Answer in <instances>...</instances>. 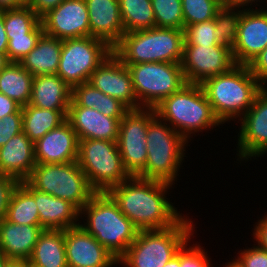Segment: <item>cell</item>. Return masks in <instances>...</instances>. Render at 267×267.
<instances>
[{
	"label": "cell",
	"instance_id": "8fae6325",
	"mask_svg": "<svg viewBox=\"0 0 267 267\" xmlns=\"http://www.w3.org/2000/svg\"><path fill=\"white\" fill-rule=\"evenodd\" d=\"M112 53L113 48L96 37L64 39L57 75L71 88L88 82L92 72Z\"/></svg>",
	"mask_w": 267,
	"mask_h": 267
},
{
	"label": "cell",
	"instance_id": "9a60e30c",
	"mask_svg": "<svg viewBox=\"0 0 267 267\" xmlns=\"http://www.w3.org/2000/svg\"><path fill=\"white\" fill-rule=\"evenodd\" d=\"M44 34L61 40L90 36L85 0H64L41 18Z\"/></svg>",
	"mask_w": 267,
	"mask_h": 267
},
{
	"label": "cell",
	"instance_id": "e575fe53",
	"mask_svg": "<svg viewBox=\"0 0 267 267\" xmlns=\"http://www.w3.org/2000/svg\"><path fill=\"white\" fill-rule=\"evenodd\" d=\"M184 29L190 25L212 20L221 8L211 0H181Z\"/></svg>",
	"mask_w": 267,
	"mask_h": 267
},
{
	"label": "cell",
	"instance_id": "ee69618b",
	"mask_svg": "<svg viewBox=\"0 0 267 267\" xmlns=\"http://www.w3.org/2000/svg\"><path fill=\"white\" fill-rule=\"evenodd\" d=\"M251 73L263 87H267V47L248 65Z\"/></svg>",
	"mask_w": 267,
	"mask_h": 267
},
{
	"label": "cell",
	"instance_id": "83f0119b",
	"mask_svg": "<svg viewBox=\"0 0 267 267\" xmlns=\"http://www.w3.org/2000/svg\"><path fill=\"white\" fill-rule=\"evenodd\" d=\"M68 110H49L30 104L22 106L23 132L35 143L66 121Z\"/></svg>",
	"mask_w": 267,
	"mask_h": 267
},
{
	"label": "cell",
	"instance_id": "52a82bcc",
	"mask_svg": "<svg viewBox=\"0 0 267 267\" xmlns=\"http://www.w3.org/2000/svg\"><path fill=\"white\" fill-rule=\"evenodd\" d=\"M146 137L147 161L137 177L174 185L190 145L158 115L149 122Z\"/></svg>",
	"mask_w": 267,
	"mask_h": 267
},
{
	"label": "cell",
	"instance_id": "7bdbcfd3",
	"mask_svg": "<svg viewBox=\"0 0 267 267\" xmlns=\"http://www.w3.org/2000/svg\"><path fill=\"white\" fill-rule=\"evenodd\" d=\"M19 183L11 176L0 175V221L6 217L12 192Z\"/></svg>",
	"mask_w": 267,
	"mask_h": 267
},
{
	"label": "cell",
	"instance_id": "1f68e13d",
	"mask_svg": "<svg viewBox=\"0 0 267 267\" xmlns=\"http://www.w3.org/2000/svg\"><path fill=\"white\" fill-rule=\"evenodd\" d=\"M3 23L7 37L44 34L41 19L27 5L17 9L3 10Z\"/></svg>",
	"mask_w": 267,
	"mask_h": 267
},
{
	"label": "cell",
	"instance_id": "d6a6232c",
	"mask_svg": "<svg viewBox=\"0 0 267 267\" xmlns=\"http://www.w3.org/2000/svg\"><path fill=\"white\" fill-rule=\"evenodd\" d=\"M243 9L238 7H221L214 17L217 29V40L220 44L233 49L237 38L239 20Z\"/></svg>",
	"mask_w": 267,
	"mask_h": 267
},
{
	"label": "cell",
	"instance_id": "f907efd6",
	"mask_svg": "<svg viewBox=\"0 0 267 267\" xmlns=\"http://www.w3.org/2000/svg\"><path fill=\"white\" fill-rule=\"evenodd\" d=\"M26 5V0H0V11L17 9Z\"/></svg>",
	"mask_w": 267,
	"mask_h": 267
},
{
	"label": "cell",
	"instance_id": "11a10c76",
	"mask_svg": "<svg viewBox=\"0 0 267 267\" xmlns=\"http://www.w3.org/2000/svg\"><path fill=\"white\" fill-rule=\"evenodd\" d=\"M220 7H230L232 6V0H211Z\"/></svg>",
	"mask_w": 267,
	"mask_h": 267
},
{
	"label": "cell",
	"instance_id": "74e56055",
	"mask_svg": "<svg viewBox=\"0 0 267 267\" xmlns=\"http://www.w3.org/2000/svg\"><path fill=\"white\" fill-rule=\"evenodd\" d=\"M190 241L191 239L180 249V267H212L211 258L207 256L204 247L198 243L190 246Z\"/></svg>",
	"mask_w": 267,
	"mask_h": 267
},
{
	"label": "cell",
	"instance_id": "f546056e",
	"mask_svg": "<svg viewBox=\"0 0 267 267\" xmlns=\"http://www.w3.org/2000/svg\"><path fill=\"white\" fill-rule=\"evenodd\" d=\"M119 6L125 32L156 27L151 0H119Z\"/></svg>",
	"mask_w": 267,
	"mask_h": 267
},
{
	"label": "cell",
	"instance_id": "30bf717a",
	"mask_svg": "<svg viewBox=\"0 0 267 267\" xmlns=\"http://www.w3.org/2000/svg\"><path fill=\"white\" fill-rule=\"evenodd\" d=\"M140 108H155L185 84L181 63L145 62L127 66Z\"/></svg>",
	"mask_w": 267,
	"mask_h": 267
},
{
	"label": "cell",
	"instance_id": "f6af8a7d",
	"mask_svg": "<svg viewBox=\"0 0 267 267\" xmlns=\"http://www.w3.org/2000/svg\"><path fill=\"white\" fill-rule=\"evenodd\" d=\"M63 1L64 0H26V5L41 19L45 14L56 8Z\"/></svg>",
	"mask_w": 267,
	"mask_h": 267
},
{
	"label": "cell",
	"instance_id": "60d3db41",
	"mask_svg": "<svg viewBox=\"0 0 267 267\" xmlns=\"http://www.w3.org/2000/svg\"><path fill=\"white\" fill-rule=\"evenodd\" d=\"M22 124V113H12L0 119V147L23 131Z\"/></svg>",
	"mask_w": 267,
	"mask_h": 267
},
{
	"label": "cell",
	"instance_id": "c3c4849f",
	"mask_svg": "<svg viewBox=\"0 0 267 267\" xmlns=\"http://www.w3.org/2000/svg\"><path fill=\"white\" fill-rule=\"evenodd\" d=\"M8 37L3 23V11H0V53L7 55Z\"/></svg>",
	"mask_w": 267,
	"mask_h": 267
},
{
	"label": "cell",
	"instance_id": "3957f363",
	"mask_svg": "<svg viewBox=\"0 0 267 267\" xmlns=\"http://www.w3.org/2000/svg\"><path fill=\"white\" fill-rule=\"evenodd\" d=\"M200 85L222 124L239 120L263 88L247 65L238 64L227 73L207 78Z\"/></svg>",
	"mask_w": 267,
	"mask_h": 267
},
{
	"label": "cell",
	"instance_id": "cb8c5ba5",
	"mask_svg": "<svg viewBox=\"0 0 267 267\" xmlns=\"http://www.w3.org/2000/svg\"><path fill=\"white\" fill-rule=\"evenodd\" d=\"M44 228L0 221V251L8 259H29Z\"/></svg>",
	"mask_w": 267,
	"mask_h": 267
},
{
	"label": "cell",
	"instance_id": "b9f144b4",
	"mask_svg": "<svg viewBox=\"0 0 267 267\" xmlns=\"http://www.w3.org/2000/svg\"><path fill=\"white\" fill-rule=\"evenodd\" d=\"M97 110L105 116L123 118L129 109L114 97L108 96L99 90Z\"/></svg>",
	"mask_w": 267,
	"mask_h": 267
},
{
	"label": "cell",
	"instance_id": "8d00e7d4",
	"mask_svg": "<svg viewBox=\"0 0 267 267\" xmlns=\"http://www.w3.org/2000/svg\"><path fill=\"white\" fill-rule=\"evenodd\" d=\"M43 34H25L19 37H8L7 58L10 62L19 63L36 45Z\"/></svg>",
	"mask_w": 267,
	"mask_h": 267
},
{
	"label": "cell",
	"instance_id": "f1b7e54d",
	"mask_svg": "<svg viewBox=\"0 0 267 267\" xmlns=\"http://www.w3.org/2000/svg\"><path fill=\"white\" fill-rule=\"evenodd\" d=\"M33 78L20 63L9 62L0 72V93L15 100L21 106L29 104Z\"/></svg>",
	"mask_w": 267,
	"mask_h": 267
},
{
	"label": "cell",
	"instance_id": "7dc6e473",
	"mask_svg": "<svg viewBox=\"0 0 267 267\" xmlns=\"http://www.w3.org/2000/svg\"><path fill=\"white\" fill-rule=\"evenodd\" d=\"M12 113H22V106L15 100L0 93V119Z\"/></svg>",
	"mask_w": 267,
	"mask_h": 267
},
{
	"label": "cell",
	"instance_id": "4fadbf2b",
	"mask_svg": "<svg viewBox=\"0 0 267 267\" xmlns=\"http://www.w3.org/2000/svg\"><path fill=\"white\" fill-rule=\"evenodd\" d=\"M235 65L232 49L223 44L183 45L181 66L187 83L201 84L207 78L227 73Z\"/></svg>",
	"mask_w": 267,
	"mask_h": 267
},
{
	"label": "cell",
	"instance_id": "6da1fadb",
	"mask_svg": "<svg viewBox=\"0 0 267 267\" xmlns=\"http://www.w3.org/2000/svg\"><path fill=\"white\" fill-rule=\"evenodd\" d=\"M173 186L130 176L126 181L111 187L107 193L139 231L166 229L184 217L166 196Z\"/></svg>",
	"mask_w": 267,
	"mask_h": 267
},
{
	"label": "cell",
	"instance_id": "d590c367",
	"mask_svg": "<svg viewBox=\"0 0 267 267\" xmlns=\"http://www.w3.org/2000/svg\"><path fill=\"white\" fill-rule=\"evenodd\" d=\"M215 20H207L190 24L184 29L183 45L215 46L220 43L217 40Z\"/></svg>",
	"mask_w": 267,
	"mask_h": 267
},
{
	"label": "cell",
	"instance_id": "d4e9b609",
	"mask_svg": "<svg viewBox=\"0 0 267 267\" xmlns=\"http://www.w3.org/2000/svg\"><path fill=\"white\" fill-rule=\"evenodd\" d=\"M72 88L57 74L33 78L29 104L49 110H68Z\"/></svg>",
	"mask_w": 267,
	"mask_h": 267
},
{
	"label": "cell",
	"instance_id": "44dd1931",
	"mask_svg": "<svg viewBox=\"0 0 267 267\" xmlns=\"http://www.w3.org/2000/svg\"><path fill=\"white\" fill-rule=\"evenodd\" d=\"M20 184L34 197L40 225L49 230H66L79 226L80 210L71 202L34 189L27 181Z\"/></svg>",
	"mask_w": 267,
	"mask_h": 267
},
{
	"label": "cell",
	"instance_id": "836d02e7",
	"mask_svg": "<svg viewBox=\"0 0 267 267\" xmlns=\"http://www.w3.org/2000/svg\"><path fill=\"white\" fill-rule=\"evenodd\" d=\"M156 27L184 30L181 0H151Z\"/></svg>",
	"mask_w": 267,
	"mask_h": 267
},
{
	"label": "cell",
	"instance_id": "9c48e42d",
	"mask_svg": "<svg viewBox=\"0 0 267 267\" xmlns=\"http://www.w3.org/2000/svg\"><path fill=\"white\" fill-rule=\"evenodd\" d=\"M77 162L96 192H107L130 177L115 141L79 140Z\"/></svg>",
	"mask_w": 267,
	"mask_h": 267
},
{
	"label": "cell",
	"instance_id": "681fc988",
	"mask_svg": "<svg viewBox=\"0 0 267 267\" xmlns=\"http://www.w3.org/2000/svg\"><path fill=\"white\" fill-rule=\"evenodd\" d=\"M258 2L260 4L262 2L263 4L264 0L263 1L262 0H232V6L238 7L243 10H249V9L252 10L253 9L252 7H255V9H259L256 7L257 5L258 6L260 5Z\"/></svg>",
	"mask_w": 267,
	"mask_h": 267
},
{
	"label": "cell",
	"instance_id": "ba28073f",
	"mask_svg": "<svg viewBox=\"0 0 267 267\" xmlns=\"http://www.w3.org/2000/svg\"><path fill=\"white\" fill-rule=\"evenodd\" d=\"M34 189L71 202L81 210L96 193L77 161L38 164L26 180Z\"/></svg>",
	"mask_w": 267,
	"mask_h": 267
},
{
	"label": "cell",
	"instance_id": "ffe728a7",
	"mask_svg": "<svg viewBox=\"0 0 267 267\" xmlns=\"http://www.w3.org/2000/svg\"><path fill=\"white\" fill-rule=\"evenodd\" d=\"M122 118L103 115L94 108L69 105L66 120L76 132L78 140H118L119 124Z\"/></svg>",
	"mask_w": 267,
	"mask_h": 267
},
{
	"label": "cell",
	"instance_id": "680465c9",
	"mask_svg": "<svg viewBox=\"0 0 267 267\" xmlns=\"http://www.w3.org/2000/svg\"><path fill=\"white\" fill-rule=\"evenodd\" d=\"M264 2H266V4H267V0H264ZM261 6V7H260ZM259 6V8L261 9V10H265V11H267V7L265 8L264 6H262V4ZM267 6V5H266Z\"/></svg>",
	"mask_w": 267,
	"mask_h": 267
},
{
	"label": "cell",
	"instance_id": "7c38bea8",
	"mask_svg": "<svg viewBox=\"0 0 267 267\" xmlns=\"http://www.w3.org/2000/svg\"><path fill=\"white\" fill-rule=\"evenodd\" d=\"M156 115L154 108H140L129 110L120 120L117 144L130 176H137L145 168L148 124Z\"/></svg>",
	"mask_w": 267,
	"mask_h": 267
},
{
	"label": "cell",
	"instance_id": "ac0fdd59",
	"mask_svg": "<svg viewBox=\"0 0 267 267\" xmlns=\"http://www.w3.org/2000/svg\"><path fill=\"white\" fill-rule=\"evenodd\" d=\"M68 267H112L118 260L80 225L65 230Z\"/></svg>",
	"mask_w": 267,
	"mask_h": 267
},
{
	"label": "cell",
	"instance_id": "2e32d148",
	"mask_svg": "<svg viewBox=\"0 0 267 267\" xmlns=\"http://www.w3.org/2000/svg\"><path fill=\"white\" fill-rule=\"evenodd\" d=\"M88 83L114 97L129 110L139 109L128 67L112 53L91 74Z\"/></svg>",
	"mask_w": 267,
	"mask_h": 267
},
{
	"label": "cell",
	"instance_id": "7a4b0ae2",
	"mask_svg": "<svg viewBox=\"0 0 267 267\" xmlns=\"http://www.w3.org/2000/svg\"><path fill=\"white\" fill-rule=\"evenodd\" d=\"M79 217L85 220L79 225L117 260L125 254L139 232L107 192H96L80 210Z\"/></svg>",
	"mask_w": 267,
	"mask_h": 267
},
{
	"label": "cell",
	"instance_id": "5b68a950",
	"mask_svg": "<svg viewBox=\"0 0 267 267\" xmlns=\"http://www.w3.org/2000/svg\"><path fill=\"white\" fill-rule=\"evenodd\" d=\"M184 30L153 27L125 32L113 47V53L126 66L145 62L181 63Z\"/></svg>",
	"mask_w": 267,
	"mask_h": 267
},
{
	"label": "cell",
	"instance_id": "bcb514c9",
	"mask_svg": "<svg viewBox=\"0 0 267 267\" xmlns=\"http://www.w3.org/2000/svg\"><path fill=\"white\" fill-rule=\"evenodd\" d=\"M253 230V239L257 245L263 250L267 251V214L255 223Z\"/></svg>",
	"mask_w": 267,
	"mask_h": 267
},
{
	"label": "cell",
	"instance_id": "f35d334b",
	"mask_svg": "<svg viewBox=\"0 0 267 267\" xmlns=\"http://www.w3.org/2000/svg\"><path fill=\"white\" fill-rule=\"evenodd\" d=\"M99 101V89L85 82L72 87L70 105H79L86 108L97 110Z\"/></svg>",
	"mask_w": 267,
	"mask_h": 267
},
{
	"label": "cell",
	"instance_id": "8992f818",
	"mask_svg": "<svg viewBox=\"0 0 267 267\" xmlns=\"http://www.w3.org/2000/svg\"><path fill=\"white\" fill-rule=\"evenodd\" d=\"M187 217L166 229L139 231L118 264L124 267H163L194 237V222Z\"/></svg>",
	"mask_w": 267,
	"mask_h": 267
},
{
	"label": "cell",
	"instance_id": "7402d4cb",
	"mask_svg": "<svg viewBox=\"0 0 267 267\" xmlns=\"http://www.w3.org/2000/svg\"><path fill=\"white\" fill-rule=\"evenodd\" d=\"M89 14L90 36L107 42L112 48L125 33L119 0H85Z\"/></svg>",
	"mask_w": 267,
	"mask_h": 267
},
{
	"label": "cell",
	"instance_id": "5bb4252c",
	"mask_svg": "<svg viewBox=\"0 0 267 267\" xmlns=\"http://www.w3.org/2000/svg\"><path fill=\"white\" fill-rule=\"evenodd\" d=\"M239 121L237 161L264 157L267 153V87L257 93L253 105L236 122Z\"/></svg>",
	"mask_w": 267,
	"mask_h": 267
},
{
	"label": "cell",
	"instance_id": "4dcf8cb0",
	"mask_svg": "<svg viewBox=\"0 0 267 267\" xmlns=\"http://www.w3.org/2000/svg\"><path fill=\"white\" fill-rule=\"evenodd\" d=\"M5 219L20 225H40L35 199L20 183L12 192Z\"/></svg>",
	"mask_w": 267,
	"mask_h": 267
},
{
	"label": "cell",
	"instance_id": "ab89813d",
	"mask_svg": "<svg viewBox=\"0 0 267 267\" xmlns=\"http://www.w3.org/2000/svg\"><path fill=\"white\" fill-rule=\"evenodd\" d=\"M233 260L241 267H267V251L254 244L252 248L240 249Z\"/></svg>",
	"mask_w": 267,
	"mask_h": 267
},
{
	"label": "cell",
	"instance_id": "277c9868",
	"mask_svg": "<svg viewBox=\"0 0 267 267\" xmlns=\"http://www.w3.org/2000/svg\"><path fill=\"white\" fill-rule=\"evenodd\" d=\"M154 109L188 143L193 134L196 136L195 133L223 125L215 116L200 84H185Z\"/></svg>",
	"mask_w": 267,
	"mask_h": 267
},
{
	"label": "cell",
	"instance_id": "4316f807",
	"mask_svg": "<svg viewBox=\"0 0 267 267\" xmlns=\"http://www.w3.org/2000/svg\"><path fill=\"white\" fill-rule=\"evenodd\" d=\"M29 261L35 267H68L65 230L44 229L34 246Z\"/></svg>",
	"mask_w": 267,
	"mask_h": 267
},
{
	"label": "cell",
	"instance_id": "6f0895ef",
	"mask_svg": "<svg viewBox=\"0 0 267 267\" xmlns=\"http://www.w3.org/2000/svg\"><path fill=\"white\" fill-rule=\"evenodd\" d=\"M232 261V262H231ZM230 262L225 263V267H241L239 266L234 260H231Z\"/></svg>",
	"mask_w": 267,
	"mask_h": 267
},
{
	"label": "cell",
	"instance_id": "e0dca14e",
	"mask_svg": "<svg viewBox=\"0 0 267 267\" xmlns=\"http://www.w3.org/2000/svg\"><path fill=\"white\" fill-rule=\"evenodd\" d=\"M267 47V11L243 10L232 49L235 64L249 65Z\"/></svg>",
	"mask_w": 267,
	"mask_h": 267
},
{
	"label": "cell",
	"instance_id": "f5cc1de1",
	"mask_svg": "<svg viewBox=\"0 0 267 267\" xmlns=\"http://www.w3.org/2000/svg\"><path fill=\"white\" fill-rule=\"evenodd\" d=\"M163 267H180V250L177 254L168 261Z\"/></svg>",
	"mask_w": 267,
	"mask_h": 267
},
{
	"label": "cell",
	"instance_id": "db71d44e",
	"mask_svg": "<svg viewBox=\"0 0 267 267\" xmlns=\"http://www.w3.org/2000/svg\"><path fill=\"white\" fill-rule=\"evenodd\" d=\"M7 55L0 53V72L9 64Z\"/></svg>",
	"mask_w": 267,
	"mask_h": 267
},
{
	"label": "cell",
	"instance_id": "816d5d0a",
	"mask_svg": "<svg viewBox=\"0 0 267 267\" xmlns=\"http://www.w3.org/2000/svg\"><path fill=\"white\" fill-rule=\"evenodd\" d=\"M29 259H9L5 267H29Z\"/></svg>",
	"mask_w": 267,
	"mask_h": 267
},
{
	"label": "cell",
	"instance_id": "484cf974",
	"mask_svg": "<svg viewBox=\"0 0 267 267\" xmlns=\"http://www.w3.org/2000/svg\"><path fill=\"white\" fill-rule=\"evenodd\" d=\"M62 40L43 34L37 45L19 62L32 76L57 74Z\"/></svg>",
	"mask_w": 267,
	"mask_h": 267
},
{
	"label": "cell",
	"instance_id": "9f6ffc18",
	"mask_svg": "<svg viewBox=\"0 0 267 267\" xmlns=\"http://www.w3.org/2000/svg\"><path fill=\"white\" fill-rule=\"evenodd\" d=\"M9 259L0 251V267H5Z\"/></svg>",
	"mask_w": 267,
	"mask_h": 267
},
{
	"label": "cell",
	"instance_id": "603a6c76",
	"mask_svg": "<svg viewBox=\"0 0 267 267\" xmlns=\"http://www.w3.org/2000/svg\"><path fill=\"white\" fill-rule=\"evenodd\" d=\"M35 166L34 143L23 131L0 147V175L26 181Z\"/></svg>",
	"mask_w": 267,
	"mask_h": 267
},
{
	"label": "cell",
	"instance_id": "d6986e66",
	"mask_svg": "<svg viewBox=\"0 0 267 267\" xmlns=\"http://www.w3.org/2000/svg\"><path fill=\"white\" fill-rule=\"evenodd\" d=\"M79 140L66 120L47 132L34 143V156L38 164L70 163L78 159Z\"/></svg>",
	"mask_w": 267,
	"mask_h": 267
}]
</instances>
